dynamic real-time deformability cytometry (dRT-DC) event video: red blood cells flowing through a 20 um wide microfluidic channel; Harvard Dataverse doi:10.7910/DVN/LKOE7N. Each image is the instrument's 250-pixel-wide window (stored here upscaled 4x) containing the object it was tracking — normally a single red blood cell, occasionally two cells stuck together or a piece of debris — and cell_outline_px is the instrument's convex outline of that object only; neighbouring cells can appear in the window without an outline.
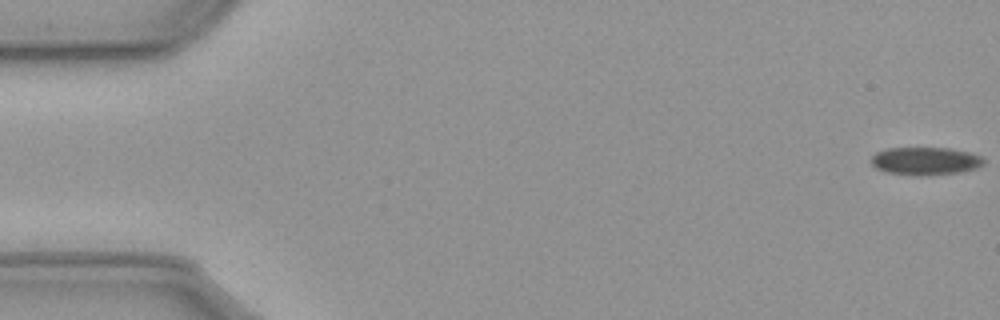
{"species": "common noctule bat (a hibernating species)", "species_latin": "Nyctalus noctula", "temperature_condition": "cold", "stored_images_in_passage": 57, "camera_frame_rate_fps": 3000, "um_per_image_px": 0.085, "animal": {"sex": "male", "body_mass_g": 23.1, "forearm_length_mm": 52.7}, "frame": {"image": 1, "passage_image": 1, "time_ms": 0.0, "image_size_px": [1000, 320], "cell_outline_px": [[984, 164], [976, 168], [960, 172], [920, 176], [888, 172], [876, 168], [868, 160], [876, 152], [888, 148], [948, 148], [968, 152], [980, 156], [984, 160]], "centroid_in_image_um": [78.63, 13.68], "position_along_channel_um": 6.4, "area_um2": 18.21}}
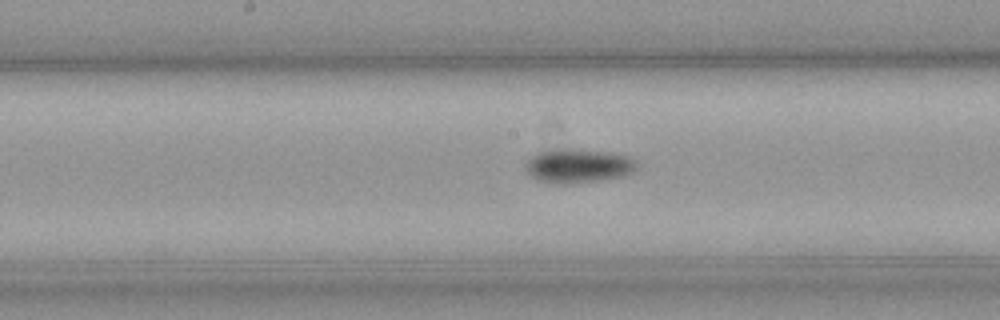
{"frame": {"image": 2, "passage_image": 29, "time_ms": 9.333, "image_size_px": [1000, 320], "cell_outline_px": [[636, 168], [632, 172], [624, 176], [568, 184], [556, 184], [536, 180], [524, 168], [528, 160], [532, 156], [540, 152], [556, 148], [572, 148], [608, 152], [628, 156], [636, 164]], "centroid_in_image_um": [49.1, 14.09], "position_along_channel_um": 199.1, "area_um2": 21.96}}
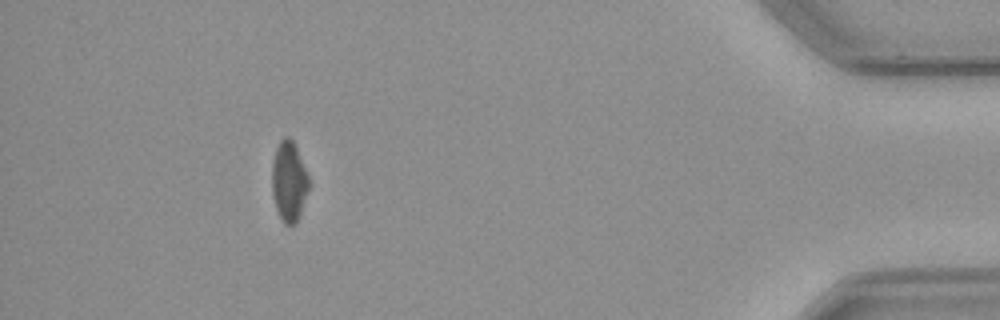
{"frame": {"image": 3, "passage_image": 52, "time_ms": 17.0, "image_size_px": [1000, 320], "cell_outline_px": [[308, 188], [296, 224], [284, 224], [276, 208], [272, 192], [272, 164], [276, 148], [280, 140], [284, 136], [288, 136], [292, 140], [296, 148], [308, 176]], "centroid_in_image_um": [24.53, 15.4], "position_along_channel_um": 410.7, "area_um2": 16.76}, "authors_computed_cell_mechanics": {"area_um2": 19.074, "velocity_mm_per_s": 3.6034, "shape_relaxation_time_tau1_ms": 4.5274, "shape_relaxation_time_tau2_ms": null, "deformation_change_tau1": 0.0748, "deformation_change_tau2": null}}